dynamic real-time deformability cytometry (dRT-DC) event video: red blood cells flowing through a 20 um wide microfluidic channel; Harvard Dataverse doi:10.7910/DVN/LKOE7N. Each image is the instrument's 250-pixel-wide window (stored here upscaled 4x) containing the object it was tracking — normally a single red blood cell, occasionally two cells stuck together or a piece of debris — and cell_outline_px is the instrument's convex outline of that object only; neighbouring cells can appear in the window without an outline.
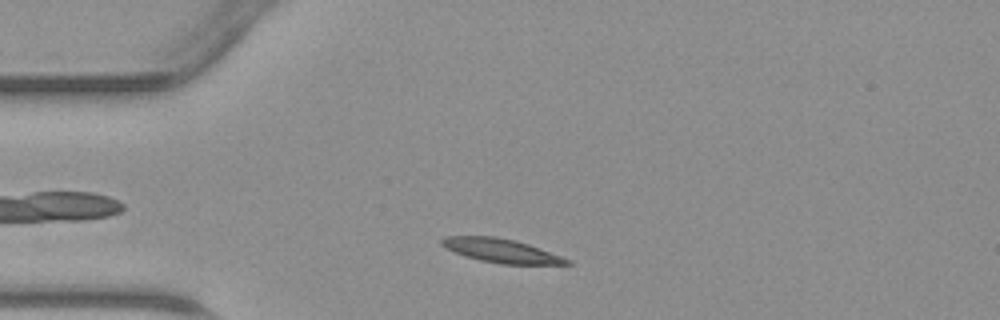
{"species": "common noctule bat (a hibernating species)", "species_latin": "Nyctalus noctula", "temperature_condition": "warm", "stored_images_in_passage": 36, "camera_frame_rate_fps": 3000, "um_per_image_px": 0.085, "animal": {"sex": "male", "body_mass_g": 23.1, "forearm_length_mm": 52.7}, "frame": {"image": 1, "passage_image": 1, "time_ms": 0.0, "image_size_px": [1000, 320], "cell_outline_px": [[572, 264], [500, 264], [480, 260], [464, 256], [440, 244], [440, 240], [444, 236], [496, 236], [516, 240], [540, 248], [572, 260]], "centroid_in_image_um": [42.61, 21.3], "position_along_channel_um": 42.4, "area_um2": 17.4}}
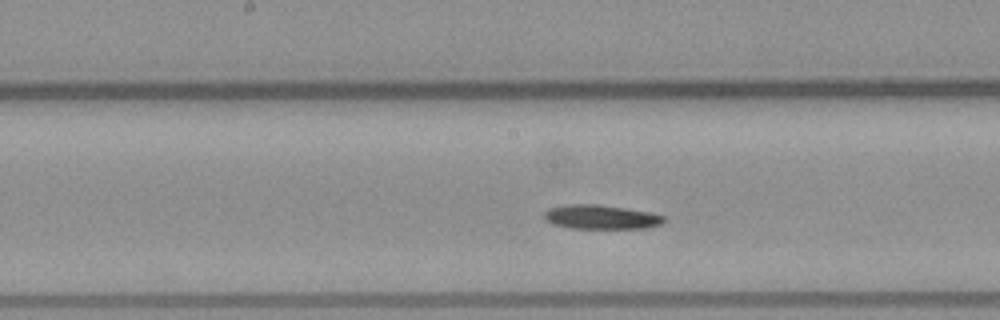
{"frame": {"image": 2, "passage_image": 13, "time_ms": 4.0, "image_size_px": [1000, 320], "cell_outline_px": [[664, 220], [660, 224], [648, 228], [572, 228], [556, 224], [548, 220], [544, 216], [544, 212], [548, 208], [564, 204], [596, 204], [624, 208], [648, 212], [664, 216]], "centroid_in_image_um": [51.07, 18.44], "position_along_channel_um": 197.1, "area_um2": 16.59}}
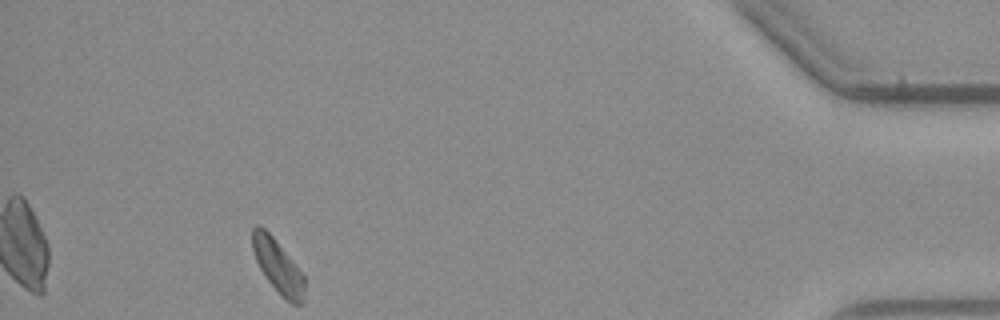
{"frame": {"image": 3, "passage_image": 32, "time_ms": 10.333, "image_size_px": [1000, 320], "cell_outline_px": [[304, 300], [300, 304], [292, 304], [264, 276], [256, 260], [252, 248], [252, 228], [256, 224], [260, 224], [272, 236], [292, 260], [304, 276]], "centroid_in_image_um": [23.6, 22.58], "position_along_channel_um": 411.6, "area_um2": 15.78}}